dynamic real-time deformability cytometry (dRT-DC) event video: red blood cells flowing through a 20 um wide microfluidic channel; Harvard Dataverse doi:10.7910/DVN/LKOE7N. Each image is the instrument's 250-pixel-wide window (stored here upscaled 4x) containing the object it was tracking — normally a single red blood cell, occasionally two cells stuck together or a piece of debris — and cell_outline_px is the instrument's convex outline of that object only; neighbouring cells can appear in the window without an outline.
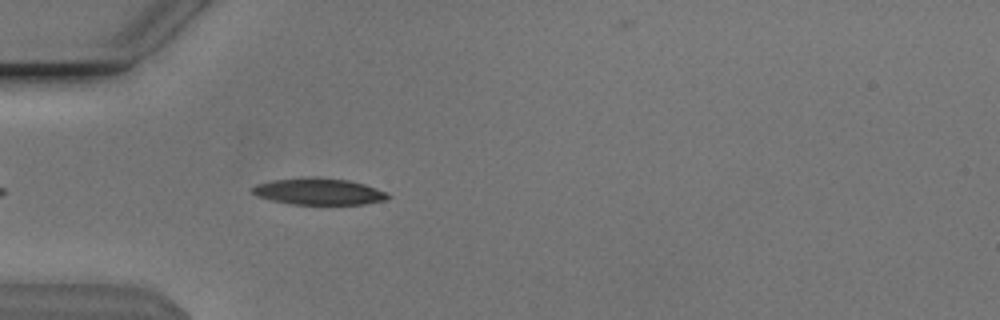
{"species": "Egyptian fruit bat (a non-hibernating species)", "species_latin": "Rousettus aegyptiacus", "temperature_condition": "cold", "stored_images_in_passage": 42, "camera_frame_rate_fps": 3000, "um_per_image_px": 0.085, "animal": {"sex": "male"}, "frame": {"image": 1, "passage_image": 4, "time_ms": 1.0, "image_size_px": [1000, 320], "cell_outline_px": [[392, 196], [388, 200], [364, 204], [292, 204], [272, 200], [256, 196], [252, 192], [252, 188], [256, 184], [272, 180], [304, 176], [316, 176], [348, 180], [364, 184], [388, 192]], "centroid_in_image_um": [27.12, 16.26], "position_along_channel_um": 57.9, "area_um2": 21.33}}
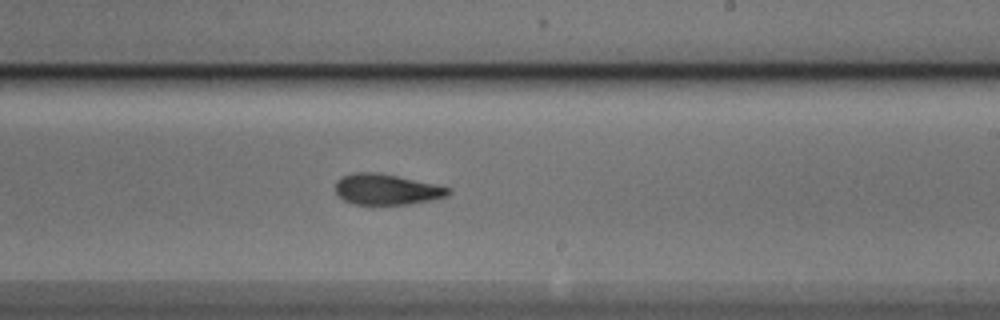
{"frame": {"image": 2, "passage_image": 20, "time_ms": 6.333, "image_size_px": [1000, 320], "cell_outline_px": [[452, 192], [448, 196], [432, 200], [408, 204], [352, 204], [344, 200], [336, 192], [336, 180], [340, 176], [352, 172], [376, 172], [436, 184], [452, 188]], "centroid_in_image_um": [32.87, 16.09], "position_along_channel_um": 256.1, "area_um2": 20.35}}
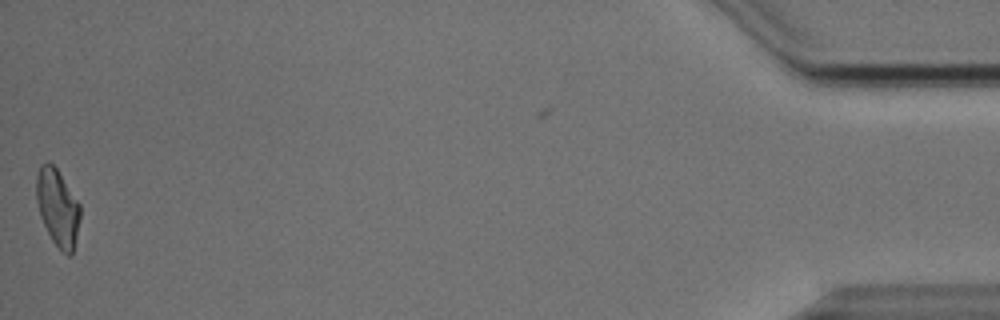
{"frame": {"image": 3, "passage_image": 41, "time_ms": 13.333, "image_size_px": [1000, 320], "cell_outline_px": [[80, 216], [72, 256], [68, 256], [60, 252], [52, 240], [40, 216], [36, 200], [36, 176], [40, 164], [52, 164], [56, 168], [80, 204]], "centroid_in_image_um": [4.89, 17.68], "position_along_channel_um": 430.3, "area_um2": 19.54}, "authors_computed_cell_mechanics": {"area_um2": 20.5479, "velocity_mm_per_s": 3.8321, "shape_relaxation_time_tau1_ms": 5.4057, "shape_relaxation_time_tau2_ms": 3.3664, "deformation_change_tau1": 0.1608, "deformation_change_tau2": 0.1163}}